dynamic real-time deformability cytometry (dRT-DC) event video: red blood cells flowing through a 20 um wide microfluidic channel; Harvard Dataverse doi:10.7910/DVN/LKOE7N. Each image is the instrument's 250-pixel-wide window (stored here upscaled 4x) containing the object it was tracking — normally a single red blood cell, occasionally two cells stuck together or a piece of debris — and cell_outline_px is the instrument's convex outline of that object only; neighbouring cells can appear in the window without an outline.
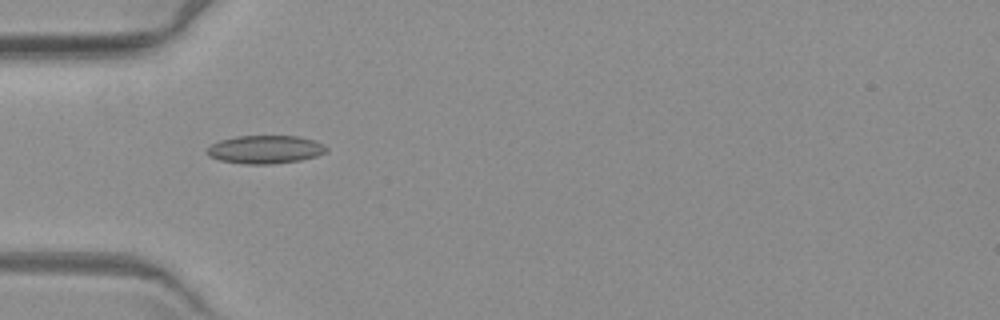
{"species": "common noctule bat (a hibernating species)", "species_latin": "Nyctalus noctula", "temperature_condition": "warm", "stored_images_in_passage": 11, "camera_frame_rate_fps": 3000, "um_per_image_px": 0.085, "animal": {"sex": "female", "body_mass_g": 19.3, "forearm_length_mm": 54.1}, "frame": {"image": 1, "passage_image": 1, "time_ms": 0.0, "image_size_px": [1000, 320], "cell_outline_px": [[328, 148], [324, 152], [316, 156], [300, 160], [272, 164], [244, 164], [220, 160], [208, 156], [204, 152], [212, 144], [220, 140], [236, 136], [300, 136], [316, 140], [324, 144]], "centroid_in_image_um": [22.54, 12.7], "position_along_channel_um": 62.5, "area_um2": 19.71}}
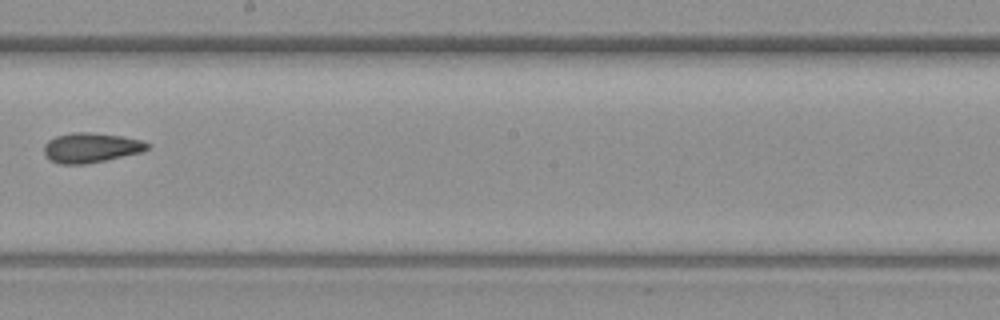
{"frame": {"image": 2, "passage_image": 5, "time_ms": 5.0, "image_size_px": [1000, 320], "cell_outline_px": [[148, 148], [140, 152], [104, 160], [84, 164], [60, 164], [44, 156], [44, 144], [48, 140], [56, 136], [72, 132], [92, 132], [120, 136], [144, 140], [148, 144]], "centroid_in_image_um": [7.68, 12.54], "position_along_channel_um": 240.5, "area_um2": 17.8}}
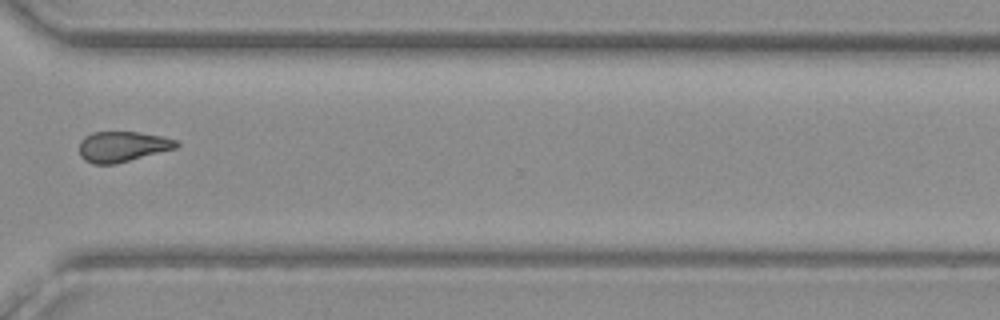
{"frame": {"image": 3, "passage_image": 8, "time_ms": 8.333, "image_size_px": [1000, 320], "cell_outline_px": [[180, 144], [176, 148], [116, 164], [92, 164], [84, 160], [80, 156], [80, 140], [84, 136], [92, 132], [140, 132], [164, 136], [176, 140]], "centroid_in_image_um": [10.4, 12.45], "position_along_channel_um": 360.2, "area_um2": 17.4}}